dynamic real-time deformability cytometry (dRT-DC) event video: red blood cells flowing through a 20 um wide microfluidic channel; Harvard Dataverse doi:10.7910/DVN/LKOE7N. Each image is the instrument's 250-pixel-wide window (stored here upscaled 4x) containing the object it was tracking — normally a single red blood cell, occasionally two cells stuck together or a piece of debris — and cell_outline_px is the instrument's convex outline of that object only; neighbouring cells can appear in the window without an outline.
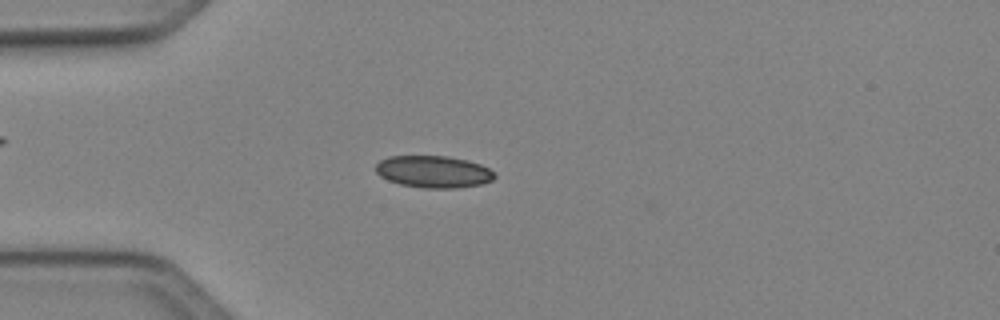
{"species": "Egyptian fruit bat (a non-hibernating species)", "species_latin": "Rousettus aegyptiacus", "temperature_condition": "cold", "stored_images_in_passage": 50, "camera_frame_rate_fps": 3000, "um_per_image_px": 0.085, "animal": {"sex": "female"}, "frame": {"image": 1, "passage_image": 14, "time_ms": 4.333, "image_size_px": [1000, 320], "cell_outline_px": [[496, 176], [492, 180], [480, 184], [456, 188], [424, 188], [400, 184], [388, 180], [380, 176], [376, 172], [376, 164], [380, 160], [388, 156], [448, 156], [468, 160], [480, 164], [496, 172]], "centroid_in_image_um": [36.85, 14.59], "position_along_channel_um": 48.1, "area_um2": 22.25}}
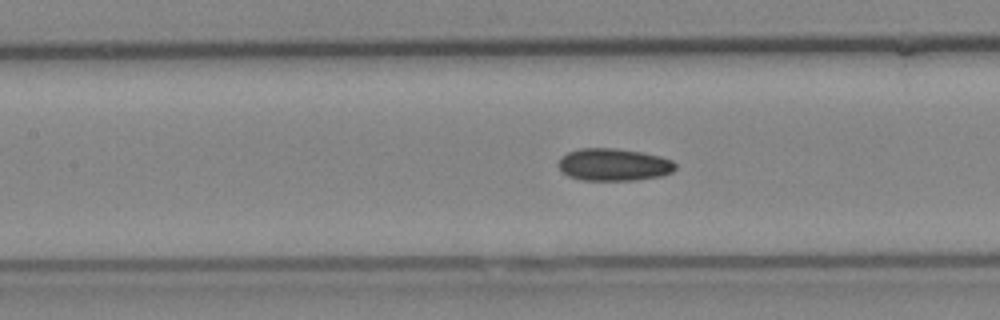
{"frame": {"image": 2, "passage_image": 23, "time_ms": 7.333, "image_size_px": [1000, 320], "cell_outline_px": [[676, 168], [672, 172], [660, 176], [636, 180], [580, 180], [568, 176], [556, 164], [560, 156], [568, 152], [580, 148], [616, 148], [640, 152], [660, 156], [672, 160], [676, 164]], "centroid_in_image_um": [52.14, 13.99], "position_along_channel_um": 155.3, "area_um2": 22.2}}
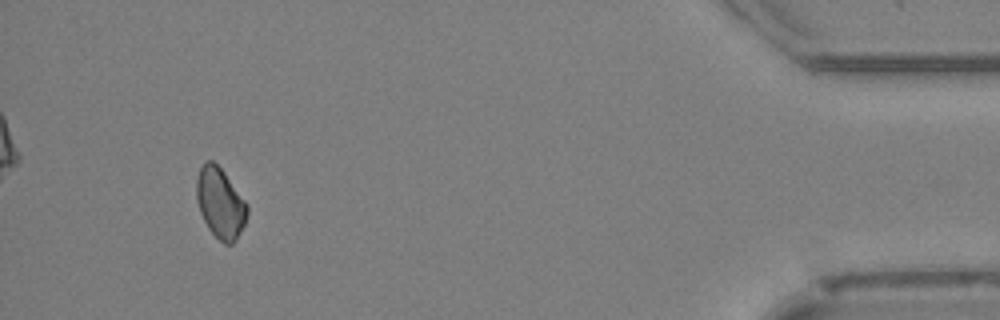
{"frame": {"image": 3, "passage_image": 47, "time_ms": 15.333, "image_size_px": [1000, 320], "cell_outline_px": [[248, 212], [244, 224], [236, 240], [232, 244], [224, 244], [208, 228], [200, 212], [196, 200], [196, 180], [200, 168], [204, 160], [212, 160], [224, 172], [248, 204]], "centroid_in_image_um": [18.72, 17.25], "position_along_channel_um": 416.5, "area_um2": 20.75}}